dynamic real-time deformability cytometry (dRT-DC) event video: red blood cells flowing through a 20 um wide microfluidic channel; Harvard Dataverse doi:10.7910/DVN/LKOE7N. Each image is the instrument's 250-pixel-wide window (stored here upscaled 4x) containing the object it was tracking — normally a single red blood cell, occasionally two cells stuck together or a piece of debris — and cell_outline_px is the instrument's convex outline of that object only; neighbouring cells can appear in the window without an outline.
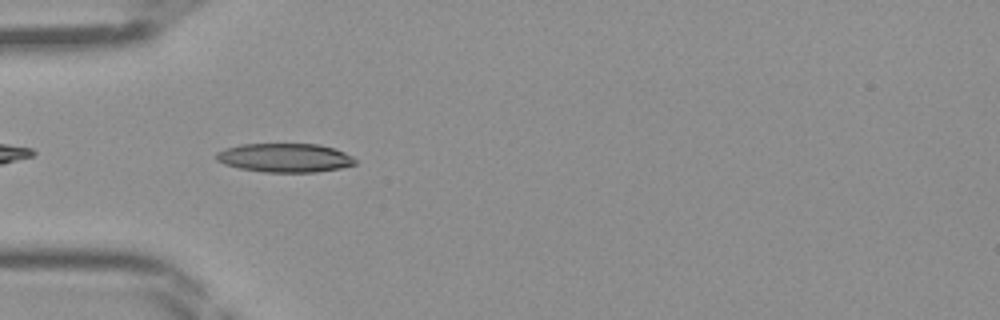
{"species": "Egyptian fruit bat (a non-hibernating species)", "species_latin": "Rousettus aegyptiacus", "temperature_condition": "room temperature", "stored_images_in_passage": 34, "camera_frame_rate_fps": 3000, "um_per_image_px": 0.085, "frame": {"image": 1, "passage_image": 3, "time_ms": 0.667, "image_size_px": [1000, 320], "cell_outline_px": [[356, 164], [340, 168], [316, 172], [264, 172], [240, 168], [224, 164], [216, 160], [216, 152], [224, 148], [240, 144], [320, 144], [344, 152], [352, 156], [356, 160]], "centroid_in_image_um": [24.19, 13.41], "position_along_channel_um": 60.8, "area_um2": 23.41}}
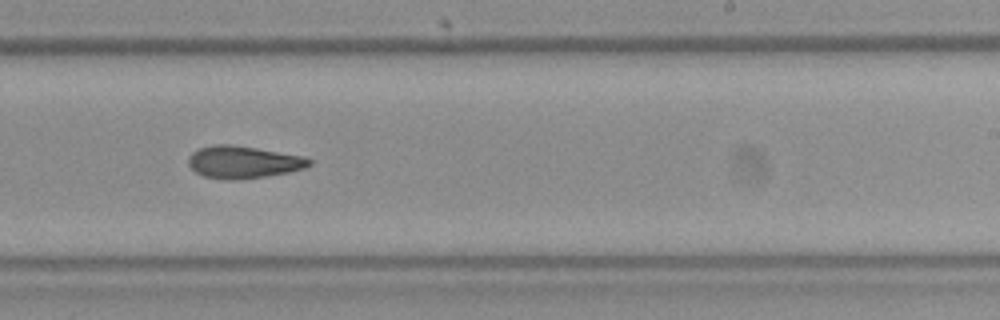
{"frame": {"image": 2, "passage_image": 17, "time_ms": 5.333, "image_size_px": [1000, 320], "cell_outline_px": [[312, 164], [304, 168], [288, 172], [264, 176], [236, 180], [228, 180], [204, 176], [196, 172], [188, 164], [188, 156], [192, 152], [200, 148], [212, 144], [228, 144], [256, 148], [304, 156], [312, 160]], "centroid_in_image_um": [20.67, 13.77], "position_along_channel_um": 268.3, "area_um2": 22.66}}
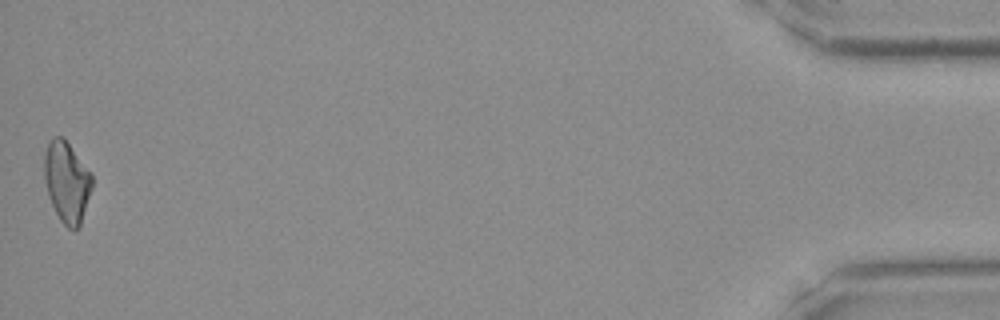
{"frame": {"image": 3, "passage_image": 34, "time_ms": 11.0, "image_size_px": [1000, 320], "cell_outline_px": [[92, 188], [80, 228], [76, 232], [68, 228], [60, 220], [48, 196], [44, 180], [44, 156], [48, 144], [52, 136], [64, 136], [92, 172]], "centroid_in_image_um": [5.7, 15.45], "position_along_channel_um": 429.5, "area_um2": 23.06}}